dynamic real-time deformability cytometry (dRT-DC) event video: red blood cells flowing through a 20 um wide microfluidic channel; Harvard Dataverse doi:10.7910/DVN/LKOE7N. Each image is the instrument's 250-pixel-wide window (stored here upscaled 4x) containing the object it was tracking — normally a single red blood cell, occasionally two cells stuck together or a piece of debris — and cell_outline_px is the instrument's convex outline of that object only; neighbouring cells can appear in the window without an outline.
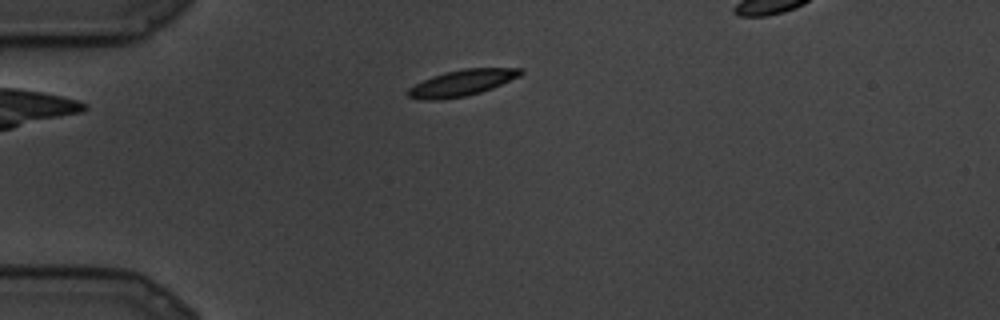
{"species": "common noctule bat (a hibernating species)", "species_latin": "Nyctalus noctula", "temperature_condition": "cold", "stored_images_in_passage": 4, "camera_frame_rate_fps": 3000, "um_per_image_px": 0.085, "animal": {"sex": "male", "body_mass_g": 19.5, "forearm_length_mm": 54.6}, "frame": {"image": 1, "passage_image": 1, "time_ms": 0.0, "image_size_px": [1000, 320], "cell_outline_px": [[524, 72], [520, 76], [492, 88], [480, 92], [464, 96], [440, 100], [416, 100], [408, 96], [404, 92], [408, 88], [432, 76], [444, 72], [464, 68], [524, 68]], "centroid_in_image_um": [39.23, 7.05], "position_along_channel_um": 45.8, "area_um2": 17.28}}
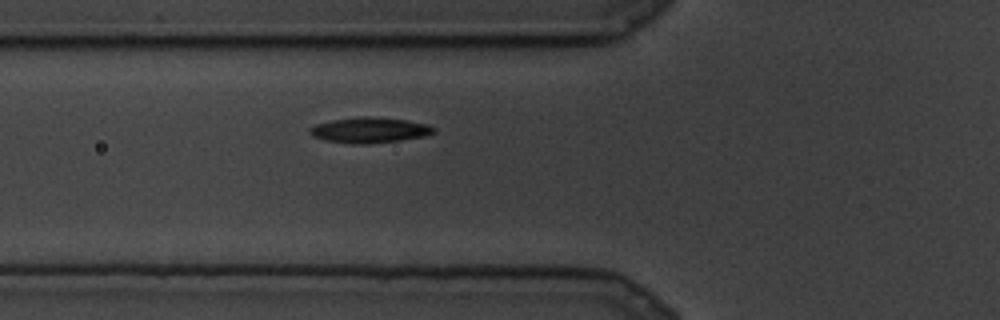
{"frame": {"image": 2, "passage_image": 4, "time_ms": 1.0, "image_size_px": [1000, 320], "cell_outline_px": [[436, 132], [424, 136], [400, 140], [368, 144], [348, 144], [324, 140], [312, 136], [308, 132], [316, 124], [332, 120], [364, 116], [404, 120], [428, 124], [436, 128]], "centroid_in_image_um": [31.41, 11.07], "position_along_channel_um": 94.4, "area_um2": 18.32}}